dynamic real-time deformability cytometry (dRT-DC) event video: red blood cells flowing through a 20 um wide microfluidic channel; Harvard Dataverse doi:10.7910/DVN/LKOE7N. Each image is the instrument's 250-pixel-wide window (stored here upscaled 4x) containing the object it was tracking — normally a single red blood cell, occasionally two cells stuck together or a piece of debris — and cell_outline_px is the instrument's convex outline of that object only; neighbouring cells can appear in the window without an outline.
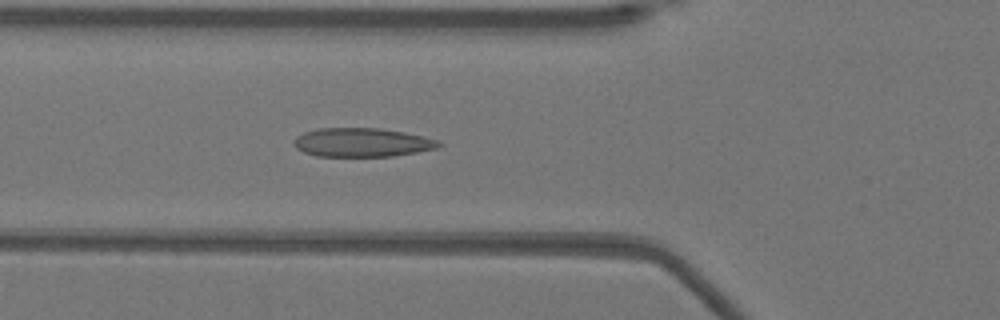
{"species": "Egyptian fruit bat (a non-hibernating species)", "species_latin": "Rousettus aegyptiacus", "temperature_condition": "warm", "stored_images_in_passage": 50, "camera_frame_rate_fps": 3000, "um_per_image_px": 0.085, "animal": {"sex": "female"}, "frame": {"image": 1, "passage_image": 17, "time_ms": 5.333, "image_size_px": [1000, 320], "cell_outline_px": [[444, 144], [436, 148], [416, 152], [392, 156], [316, 156], [304, 152], [296, 148], [292, 144], [292, 140], [296, 136], [304, 132], [316, 128], [380, 128], [404, 132], [424, 136], [436, 140]], "centroid_in_image_um": [30.73, 12.1], "position_along_channel_um": 95.1, "area_um2": 24.45}}
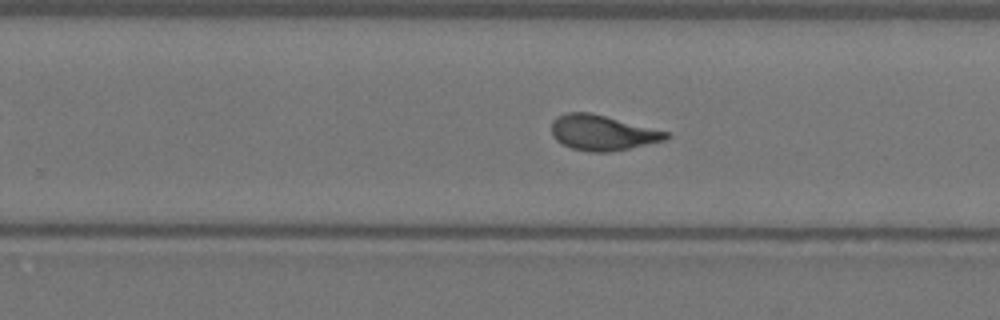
{"frame": {"image": 2, "passage_image": 31, "time_ms": 10.0, "image_size_px": [1000, 320], "cell_outline_px": [[672, 136], [664, 140], [628, 148], [608, 152], [588, 152], [572, 148], [560, 144], [552, 136], [552, 120], [556, 116], [568, 112], [592, 112], [668, 132]], "centroid_in_image_um": [51.16, 11.27], "position_along_channel_um": 278.6, "area_um2": 23.58}}
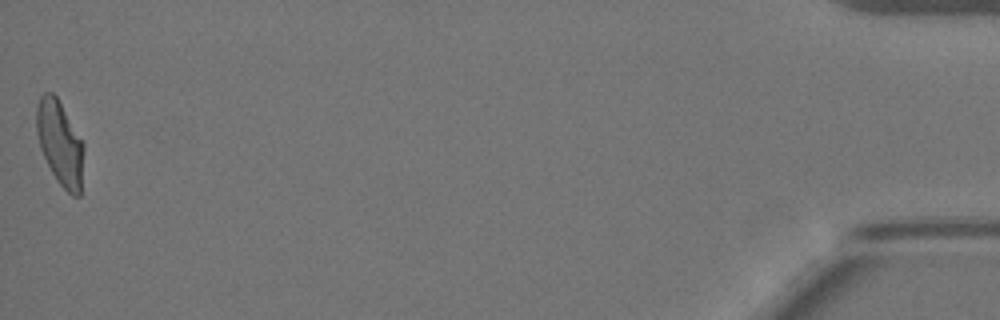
{"frame": {"image": 3, "passage_image": 50, "time_ms": 16.333, "image_size_px": [1000, 320], "cell_outline_px": [[84, 148], [80, 196], [72, 196], [56, 180], [40, 148], [36, 132], [36, 104], [40, 96], [44, 92], [52, 92], [56, 96], [84, 144]], "centroid_in_image_um": [5.08, 12.16], "position_along_channel_um": 430.1, "area_um2": 23.12}, "authors_computed_cell_mechanics": {"area_um2": 23.6402, "velocity_mm_per_s": 3.9355, "shape_relaxation_time_tau1_ms": 9.1084, "shape_relaxation_time_tau2_ms": 0.9879, "deformation_change_tau1": 0.2553, "deformation_change_tau2": 0.0726}}